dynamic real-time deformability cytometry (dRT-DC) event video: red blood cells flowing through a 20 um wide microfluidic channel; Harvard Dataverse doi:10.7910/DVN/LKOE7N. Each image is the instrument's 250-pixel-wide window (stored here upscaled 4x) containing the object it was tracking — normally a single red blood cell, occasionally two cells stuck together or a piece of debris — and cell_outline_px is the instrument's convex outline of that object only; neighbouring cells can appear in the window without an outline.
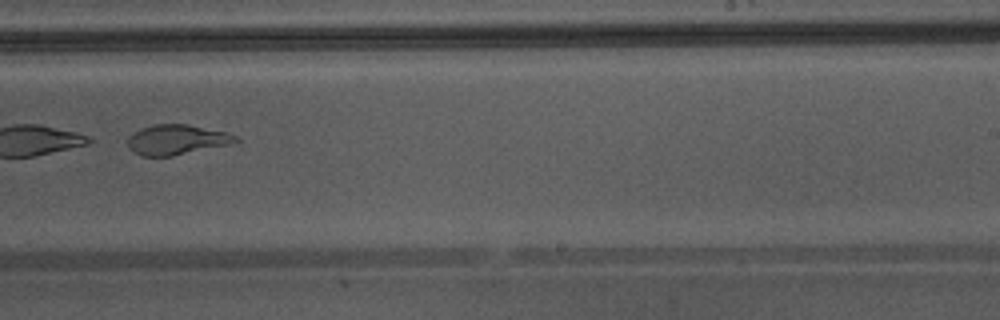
{"species": "Egyptian fruit bat (a non-hibernating species)", "species_latin": "Rousettus aegyptiacus", "temperature_condition": "warm", "stored_images_in_passage": 29, "camera_frame_rate_fps": 3000, "um_per_image_px": 0.085, "animal": {"sex": "male"}, "frame": {"image": 1, "passage_image": 17, "time_ms": 5.333, "image_size_px": [1000, 320], "cell_outline_px": [[240, 140], [232, 144], [172, 156], [140, 156], [132, 152], [128, 148], [128, 136], [140, 128], [152, 124], [188, 124], [228, 132], [236, 136]], "centroid_in_image_um": [15.01, 11.87], "position_along_channel_um": 274.0, "area_um2": 19.19}}